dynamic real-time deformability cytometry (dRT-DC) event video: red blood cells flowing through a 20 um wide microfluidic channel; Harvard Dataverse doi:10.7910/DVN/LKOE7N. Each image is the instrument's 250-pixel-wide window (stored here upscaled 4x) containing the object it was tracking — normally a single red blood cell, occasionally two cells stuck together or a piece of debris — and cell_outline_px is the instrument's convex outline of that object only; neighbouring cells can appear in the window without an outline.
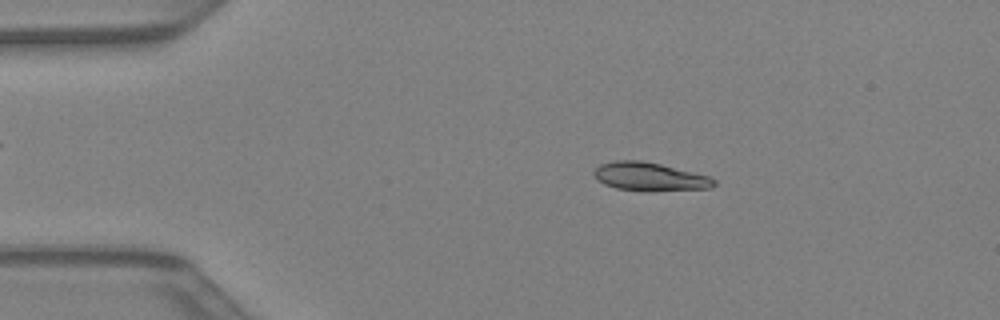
{"species": "Egyptian fruit bat (a non-hibernating species)", "species_latin": "Rousettus aegyptiacus", "temperature_condition": "warm", "stored_images_in_passage": 41, "camera_frame_rate_fps": 3000, "um_per_image_px": 0.085, "animal": {"sex": "female"}, "frame": {"image": 1, "passage_image": 7, "time_ms": 2.0, "image_size_px": [1000, 320], "cell_outline_px": [[716, 184], [712, 188], [616, 188], [604, 184], [592, 172], [600, 164], [616, 160], [640, 160], [660, 164], [712, 176], [716, 180]], "centroid_in_image_um": [55.23, 14.95], "position_along_channel_um": 29.8, "area_um2": 18.73}}
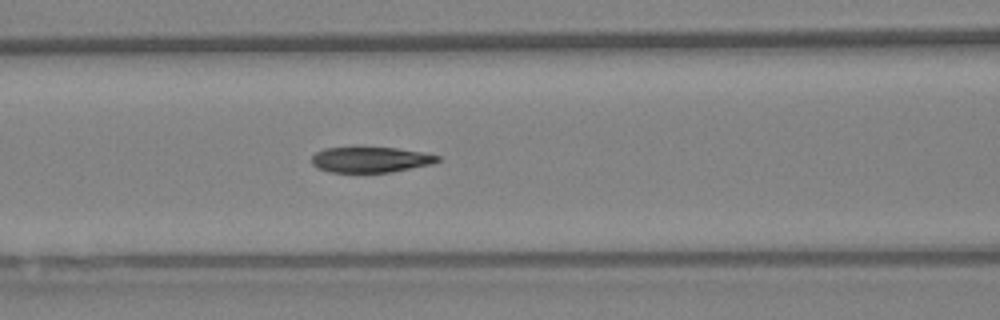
{"frame": {"image": 2, "passage_image": 17, "time_ms": 5.333, "image_size_px": [1000, 320], "cell_outline_px": [[440, 160], [432, 164], [392, 172], [328, 172], [316, 168], [312, 164], [312, 156], [316, 152], [324, 148], [396, 148], [420, 152], [440, 156]], "centroid_in_image_um": [31.47, 13.58], "position_along_channel_um": 135.1, "area_um2": 18.61}}
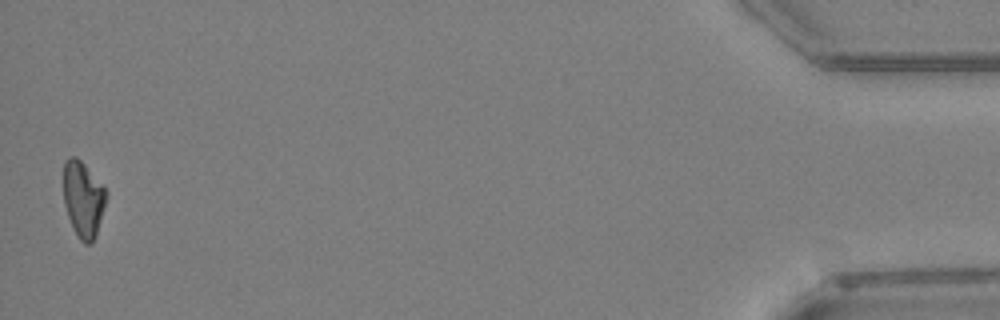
{"frame": {"image": 3, "passage_image": 41, "time_ms": 13.333, "image_size_px": [1000, 320], "cell_outline_px": [[108, 196], [96, 236], [88, 244], [84, 244], [80, 240], [72, 228], [64, 204], [64, 160], [68, 156], [76, 156], [84, 164], [108, 192]], "centroid_in_image_um": [7.07, 16.93], "position_along_channel_um": 428.1, "area_um2": 18.96}}